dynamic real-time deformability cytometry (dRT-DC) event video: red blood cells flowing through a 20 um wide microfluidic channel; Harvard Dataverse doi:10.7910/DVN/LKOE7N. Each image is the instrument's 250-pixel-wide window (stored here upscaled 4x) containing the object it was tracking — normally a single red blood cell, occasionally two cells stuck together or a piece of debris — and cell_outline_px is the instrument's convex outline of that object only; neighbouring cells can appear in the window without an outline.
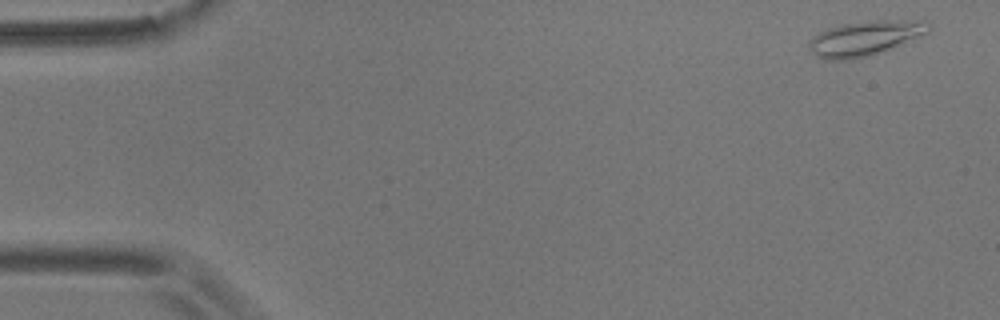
{"species": "common noctule bat (a hibernating species)", "species_latin": "Nyctalus noctula", "temperature_condition": "room temperature", "stored_images_in_passage": 42, "camera_frame_rate_fps": 3000, "um_per_image_px": 0.085, "animal": {"sex": "male", "body_mass_g": 17.9}, "frame": {"image": 1, "passage_image": 1, "time_ms": 0.0, "image_size_px": [1000, 320], "cell_outline_px": [[932, 28], [928, 32], [888, 48], [852, 60], [824, 60], [812, 52], [812, 36], [828, 28], [844, 24], [872, 20], [924, 20]], "centroid_in_image_um": [73.51, 3.23], "position_along_channel_um": 11.5, "area_um2": 23.41}}
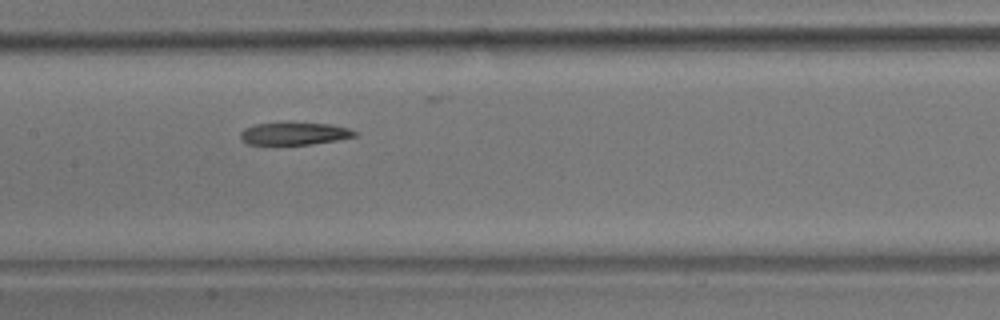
{"frame": {"image": 2, "passage_image": 25, "time_ms": 8.0, "image_size_px": [1000, 320], "cell_outline_px": [[356, 136], [336, 140], [312, 144], [248, 144], [240, 140], [240, 132], [244, 128], [256, 124], [332, 124], [348, 128], [356, 132]], "centroid_in_image_um": [24.99, 11.37], "position_along_channel_um": 182.4, "area_um2": 14.51}}
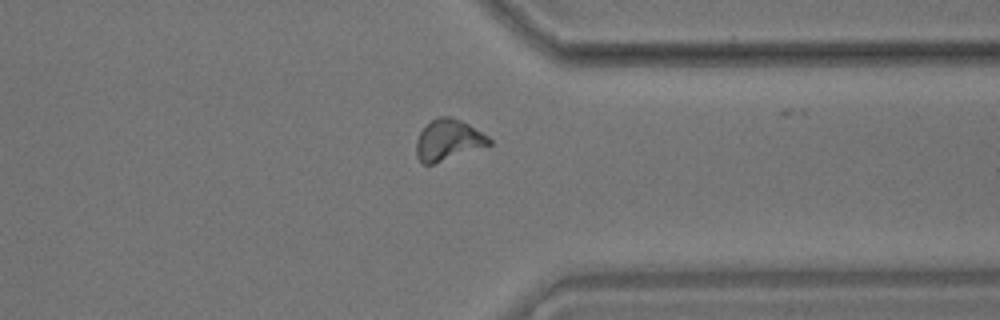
{"frame": {"image": 3, "passage_image": 41, "time_ms": 13.333, "image_size_px": [1000, 320], "cell_outline_px": [[492, 144], [432, 164], [424, 164], [416, 156], [416, 140], [420, 132], [432, 120], [440, 116], [452, 116], [468, 124], [488, 136], [492, 140]], "centroid_in_image_um": [38.09, 11.89], "position_along_channel_um": 373.3, "area_um2": 17.11}}